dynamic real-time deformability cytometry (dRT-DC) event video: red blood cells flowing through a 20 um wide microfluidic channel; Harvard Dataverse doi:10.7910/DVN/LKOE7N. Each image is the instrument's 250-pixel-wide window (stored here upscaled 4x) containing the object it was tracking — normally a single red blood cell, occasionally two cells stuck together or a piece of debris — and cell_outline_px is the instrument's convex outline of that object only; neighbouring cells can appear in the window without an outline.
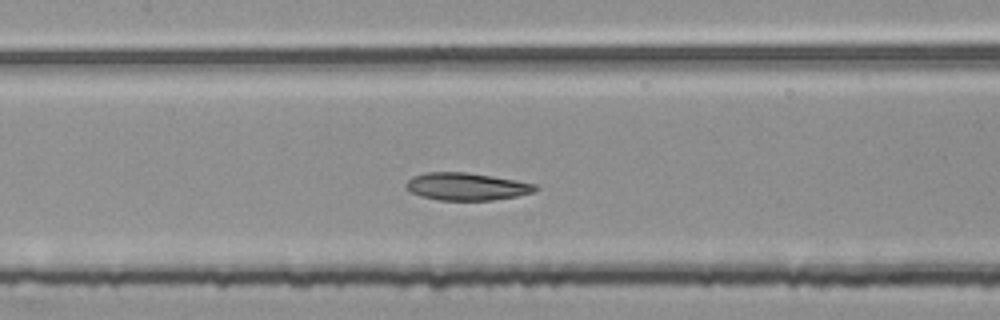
{"species": "common noctule bat (a hibernating species)", "species_latin": "Nyctalus noctula", "temperature_condition": "room temperature", "stored_images_in_passage": 48, "segment_of_instrument_passage": [2, 2], "camera_frame_rate_fps": 3000, "um_per_image_px": 0.085, "animal": {"sex": "female", "body_mass_g": 25.1}, "frame": {"image": 1, "passage_image": 22, "time_ms": 7.0, "image_size_px": [1000, 320], "cell_outline_px": [[540, 188], [536, 192], [516, 196], [492, 200], [440, 200], [420, 196], [408, 192], [404, 188], [404, 184], [412, 176], [424, 172], [468, 172], [516, 180], [536, 184]], "centroid_in_image_um": [39.63, 15.85], "position_along_channel_um": 167.8, "area_um2": 21.04}}
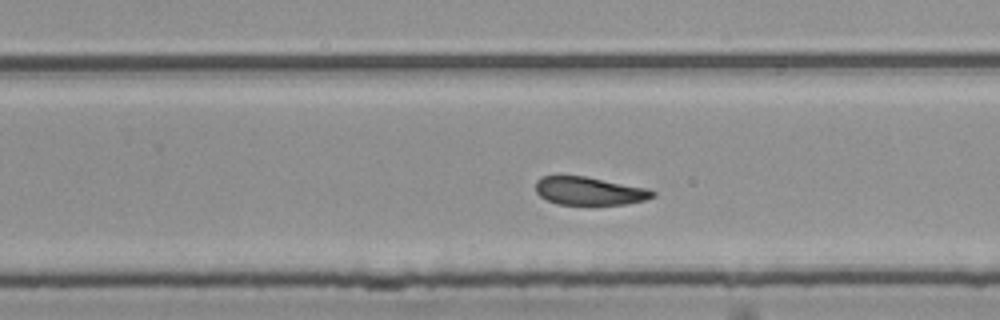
{"frame": {"image": 2, "passage_image": 31, "time_ms": 10.0, "image_size_px": [1000, 320], "cell_outline_px": [[656, 196], [644, 200], [624, 204], [556, 204], [540, 196], [536, 192], [536, 180], [540, 176], [584, 176], [648, 188], [656, 192]], "centroid_in_image_um": [50.09, 16.23], "position_along_channel_um": 279.7, "area_um2": 19.07}}
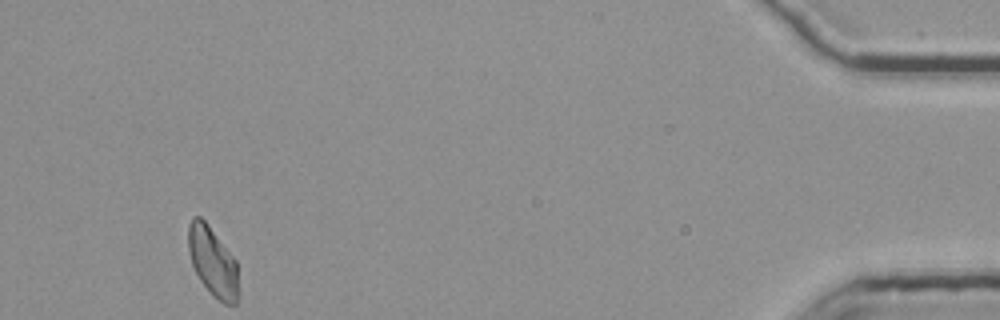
{"frame": {"image": 3, "passage_image": 48, "time_ms": 15.667, "image_size_px": [1000, 320], "cell_outline_px": [[236, 304], [224, 304], [200, 280], [192, 264], [188, 248], [188, 224], [192, 216], [200, 216], [208, 224], [236, 260]], "centroid_in_image_um": [18.04, 22.16], "position_along_channel_um": 417.2, "area_um2": 19.59}}